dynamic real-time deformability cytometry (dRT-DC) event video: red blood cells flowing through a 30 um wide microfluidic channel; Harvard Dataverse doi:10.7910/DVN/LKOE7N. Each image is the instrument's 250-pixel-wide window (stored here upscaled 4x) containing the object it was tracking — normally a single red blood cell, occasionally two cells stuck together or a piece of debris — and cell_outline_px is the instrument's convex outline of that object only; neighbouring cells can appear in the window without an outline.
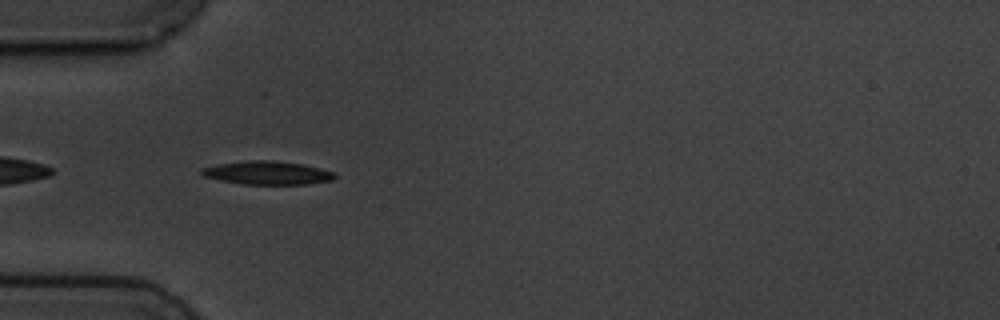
{"species": "common noctule bat (a hibernating species)", "species_latin": "Nyctalus noctula", "temperature_condition": "cold", "stored_images_in_passage": 5, "camera_frame_rate_fps": 3000, "um_per_image_px": 0.085, "animal": {"sex": "male", "body_mass_g": 19.5, "forearm_length_mm": 54.6}, "frame": {"image": 1, "passage_image": 4, "time_ms": 3.333, "image_size_px": [1000, 320], "cell_outline_px": [[336, 176], [332, 180], [308, 184], [244, 184], [220, 180], [204, 176], [200, 172], [200, 168], [216, 164], [248, 160], [272, 160], [304, 164], [336, 172]], "centroid_in_image_um": [22.73, 14.68], "position_along_channel_um": 62.3, "area_um2": 18.26}}
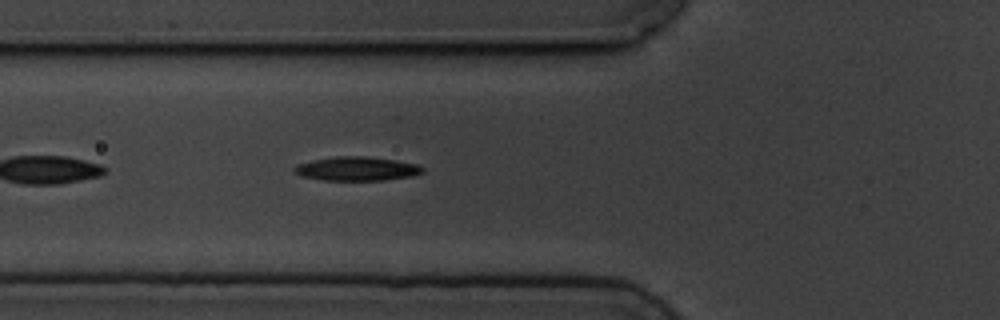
{"frame": {"image": 2, "passage_image": 5, "time_ms": 4.333, "image_size_px": [1000, 320], "cell_outline_px": [[424, 172], [412, 176], [384, 180], [324, 180], [304, 176], [296, 172], [292, 168], [296, 164], [312, 160], [336, 156], [368, 156], [416, 164], [424, 168]], "centroid_in_image_um": [30.33, 14.34], "position_along_channel_um": 95.5, "area_um2": 17.74}}